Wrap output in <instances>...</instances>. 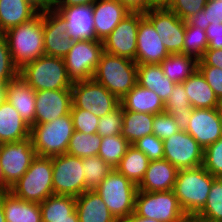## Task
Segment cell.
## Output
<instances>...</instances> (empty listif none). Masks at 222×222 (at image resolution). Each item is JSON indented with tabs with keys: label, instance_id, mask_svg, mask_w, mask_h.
Segmentation results:
<instances>
[{
	"label": "cell",
	"instance_id": "cell-50",
	"mask_svg": "<svg viewBox=\"0 0 222 222\" xmlns=\"http://www.w3.org/2000/svg\"><path fill=\"white\" fill-rule=\"evenodd\" d=\"M208 48L222 49V23H211L206 29Z\"/></svg>",
	"mask_w": 222,
	"mask_h": 222
},
{
	"label": "cell",
	"instance_id": "cell-33",
	"mask_svg": "<svg viewBox=\"0 0 222 222\" xmlns=\"http://www.w3.org/2000/svg\"><path fill=\"white\" fill-rule=\"evenodd\" d=\"M164 75L174 83H182L198 70V61L186 54L175 53L161 63Z\"/></svg>",
	"mask_w": 222,
	"mask_h": 222
},
{
	"label": "cell",
	"instance_id": "cell-59",
	"mask_svg": "<svg viewBox=\"0 0 222 222\" xmlns=\"http://www.w3.org/2000/svg\"><path fill=\"white\" fill-rule=\"evenodd\" d=\"M0 222H6L4 209L2 207L1 201H0Z\"/></svg>",
	"mask_w": 222,
	"mask_h": 222
},
{
	"label": "cell",
	"instance_id": "cell-44",
	"mask_svg": "<svg viewBox=\"0 0 222 222\" xmlns=\"http://www.w3.org/2000/svg\"><path fill=\"white\" fill-rule=\"evenodd\" d=\"M202 166L212 176L222 177V137L204 149Z\"/></svg>",
	"mask_w": 222,
	"mask_h": 222
},
{
	"label": "cell",
	"instance_id": "cell-41",
	"mask_svg": "<svg viewBox=\"0 0 222 222\" xmlns=\"http://www.w3.org/2000/svg\"><path fill=\"white\" fill-rule=\"evenodd\" d=\"M187 25L206 30L211 23H222V0H208L203 10L185 20Z\"/></svg>",
	"mask_w": 222,
	"mask_h": 222
},
{
	"label": "cell",
	"instance_id": "cell-5",
	"mask_svg": "<svg viewBox=\"0 0 222 222\" xmlns=\"http://www.w3.org/2000/svg\"><path fill=\"white\" fill-rule=\"evenodd\" d=\"M52 157L36 156L24 175L9 189L25 201L42 203L53 193Z\"/></svg>",
	"mask_w": 222,
	"mask_h": 222
},
{
	"label": "cell",
	"instance_id": "cell-27",
	"mask_svg": "<svg viewBox=\"0 0 222 222\" xmlns=\"http://www.w3.org/2000/svg\"><path fill=\"white\" fill-rule=\"evenodd\" d=\"M79 222H119L95 190H86L76 197Z\"/></svg>",
	"mask_w": 222,
	"mask_h": 222
},
{
	"label": "cell",
	"instance_id": "cell-34",
	"mask_svg": "<svg viewBox=\"0 0 222 222\" xmlns=\"http://www.w3.org/2000/svg\"><path fill=\"white\" fill-rule=\"evenodd\" d=\"M150 160L134 145H130L118 166L115 168L137 186L143 180Z\"/></svg>",
	"mask_w": 222,
	"mask_h": 222
},
{
	"label": "cell",
	"instance_id": "cell-31",
	"mask_svg": "<svg viewBox=\"0 0 222 222\" xmlns=\"http://www.w3.org/2000/svg\"><path fill=\"white\" fill-rule=\"evenodd\" d=\"M154 114L123 111L121 135L133 145L144 136L153 134Z\"/></svg>",
	"mask_w": 222,
	"mask_h": 222
},
{
	"label": "cell",
	"instance_id": "cell-40",
	"mask_svg": "<svg viewBox=\"0 0 222 222\" xmlns=\"http://www.w3.org/2000/svg\"><path fill=\"white\" fill-rule=\"evenodd\" d=\"M82 165L86 190H95L100 182L114 169L98 155L82 158Z\"/></svg>",
	"mask_w": 222,
	"mask_h": 222
},
{
	"label": "cell",
	"instance_id": "cell-54",
	"mask_svg": "<svg viewBox=\"0 0 222 222\" xmlns=\"http://www.w3.org/2000/svg\"><path fill=\"white\" fill-rule=\"evenodd\" d=\"M150 9L170 8L174 0H149Z\"/></svg>",
	"mask_w": 222,
	"mask_h": 222
},
{
	"label": "cell",
	"instance_id": "cell-10",
	"mask_svg": "<svg viewBox=\"0 0 222 222\" xmlns=\"http://www.w3.org/2000/svg\"><path fill=\"white\" fill-rule=\"evenodd\" d=\"M36 156L31 137L0 144L3 191L9 190L24 175Z\"/></svg>",
	"mask_w": 222,
	"mask_h": 222
},
{
	"label": "cell",
	"instance_id": "cell-14",
	"mask_svg": "<svg viewBox=\"0 0 222 222\" xmlns=\"http://www.w3.org/2000/svg\"><path fill=\"white\" fill-rule=\"evenodd\" d=\"M143 12H130L102 41L103 51L120 57L136 60L137 34Z\"/></svg>",
	"mask_w": 222,
	"mask_h": 222
},
{
	"label": "cell",
	"instance_id": "cell-16",
	"mask_svg": "<svg viewBox=\"0 0 222 222\" xmlns=\"http://www.w3.org/2000/svg\"><path fill=\"white\" fill-rule=\"evenodd\" d=\"M144 16L153 24L170 54L182 53L185 37V21L169 8L149 9Z\"/></svg>",
	"mask_w": 222,
	"mask_h": 222
},
{
	"label": "cell",
	"instance_id": "cell-53",
	"mask_svg": "<svg viewBox=\"0 0 222 222\" xmlns=\"http://www.w3.org/2000/svg\"><path fill=\"white\" fill-rule=\"evenodd\" d=\"M97 0H50V7H69L76 5H93Z\"/></svg>",
	"mask_w": 222,
	"mask_h": 222
},
{
	"label": "cell",
	"instance_id": "cell-11",
	"mask_svg": "<svg viewBox=\"0 0 222 222\" xmlns=\"http://www.w3.org/2000/svg\"><path fill=\"white\" fill-rule=\"evenodd\" d=\"M102 52L103 42L100 40H74L63 58L68 77L73 82L93 79Z\"/></svg>",
	"mask_w": 222,
	"mask_h": 222
},
{
	"label": "cell",
	"instance_id": "cell-51",
	"mask_svg": "<svg viewBox=\"0 0 222 222\" xmlns=\"http://www.w3.org/2000/svg\"><path fill=\"white\" fill-rule=\"evenodd\" d=\"M198 66H213L222 69V49L207 48Z\"/></svg>",
	"mask_w": 222,
	"mask_h": 222
},
{
	"label": "cell",
	"instance_id": "cell-17",
	"mask_svg": "<svg viewBox=\"0 0 222 222\" xmlns=\"http://www.w3.org/2000/svg\"><path fill=\"white\" fill-rule=\"evenodd\" d=\"M44 53L64 58L70 51L72 39L64 18L50 6H43Z\"/></svg>",
	"mask_w": 222,
	"mask_h": 222
},
{
	"label": "cell",
	"instance_id": "cell-56",
	"mask_svg": "<svg viewBox=\"0 0 222 222\" xmlns=\"http://www.w3.org/2000/svg\"><path fill=\"white\" fill-rule=\"evenodd\" d=\"M180 222H204V220L195 215H186Z\"/></svg>",
	"mask_w": 222,
	"mask_h": 222
},
{
	"label": "cell",
	"instance_id": "cell-8",
	"mask_svg": "<svg viewBox=\"0 0 222 222\" xmlns=\"http://www.w3.org/2000/svg\"><path fill=\"white\" fill-rule=\"evenodd\" d=\"M134 214L160 222H180L186 214L173 190L159 192L137 191Z\"/></svg>",
	"mask_w": 222,
	"mask_h": 222
},
{
	"label": "cell",
	"instance_id": "cell-30",
	"mask_svg": "<svg viewBox=\"0 0 222 222\" xmlns=\"http://www.w3.org/2000/svg\"><path fill=\"white\" fill-rule=\"evenodd\" d=\"M182 83L192 108H218L220 100L199 70Z\"/></svg>",
	"mask_w": 222,
	"mask_h": 222
},
{
	"label": "cell",
	"instance_id": "cell-18",
	"mask_svg": "<svg viewBox=\"0 0 222 222\" xmlns=\"http://www.w3.org/2000/svg\"><path fill=\"white\" fill-rule=\"evenodd\" d=\"M35 92V125L52 122L70 113L72 107L71 89L42 90Z\"/></svg>",
	"mask_w": 222,
	"mask_h": 222
},
{
	"label": "cell",
	"instance_id": "cell-45",
	"mask_svg": "<svg viewBox=\"0 0 222 222\" xmlns=\"http://www.w3.org/2000/svg\"><path fill=\"white\" fill-rule=\"evenodd\" d=\"M18 74L19 69L12 61L7 40L0 34V83L6 85Z\"/></svg>",
	"mask_w": 222,
	"mask_h": 222
},
{
	"label": "cell",
	"instance_id": "cell-55",
	"mask_svg": "<svg viewBox=\"0 0 222 222\" xmlns=\"http://www.w3.org/2000/svg\"><path fill=\"white\" fill-rule=\"evenodd\" d=\"M119 222H160V221H157L156 219L139 217L136 214L132 213L128 217L119 220Z\"/></svg>",
	"mask_w": 222,
	"mask_h": 222
},
{
	"label": "cell",
	"instance_id": "cell-22",
	"mask_svg": "<svg viewBox=\"0 0 222 222\" xmlns=\"http://www.w3.org/2000/svg\"><path fill=\"white\" fill-rule=\"evenodd\" d=\"M5 99L19 112L30 127L35 125L36 92L19 74L6 84Z\"/></svg>",
	"mask_w": 222,
	"mask_h": 222
},
{
	"label": "cell",
	"instance_id": "cell-24",
	"mask_svg": "<svg viewBox=\"0 0 222 222\" xmlns=\"http://www.w3.org/2000/svg\"><path fill=\"white\" fill-rule=\"evenodd\" d=\"M178 169L168 160L150 161L143 180L138 185L139 191L159 192L173 190Z\"/></svg>",
	"mask_w": 222,
	"mask_h": 222
},
{
	"label": "cell",
	"instance_id": "cell-42",
	"mask_svg": "<svg viewBox=\"0 0 222 222\" xmlns=\"http://www.w3.org/2000/svg\"><path fill=\"white\" fill-rule=\"evenodd\" d=\"M123 126V107L119 104L114 110L101 117L98 122L97 134L102 137L121 135Z\"/></svg>",
	"mask_w": 222,
	"mask_h": 222
},
{
	"label": "cell",
	"instance_id": "cell-20",
	"mask_svg": "<svg viewBox=\"0 0 222 222\" xmlns=\"http://www.w3.org/2000/svg\"><path fill=\"white\" fill-rule=\"evenodd\" d=\"M95 39L103 41L131 11L118 0H97L93 3Z\"/></svg>",
	"mask_w": 222,
	"mask_h": 222
},
{
	"label": "cell",
	"instance_id": "cell-4",
	"mask_svg": "<svg viewBox=\"0 0 222 222\" xmlns=\"http://www.w3.org/2000/svg\"><path fill=\"white\" fill-rule=\"evenodd\" d=\"M19 75L34 91L71 89L64 59L43 55L19 69Z\"/></svg>",
	"mask_w": 222,
	"mask_h": 222
},
{
	"label": "cell",
	"instance_id": "cell-2",
	"mask_svg": "<svg viewBox=\"0 0 222 222\" xmlns=\"http://www.w3.org/2000/svg\"><path fill=\"white\" fill-rule=\"evenodd\" d=\"M215 178L203 166L178 170L173 192L186 215H196L205 206Z\"/></svg>",
	"mask_w": 222,
	"mask_h": 222
},
{
	"label": "cell",
	"instance_id": "cell-26",
	"mask_svg": "<svg viewBox=\"0 0 222 222\" xmlns=\"http://www.w3.org/2000/svg\"><path fill=\"white\" fill-rule=\"evenodd\" d=\"M30 129L19 112L5 99L0 104V144L24 140L30 137Z\"/></svg>",
	"mask_w": 222,
	"mask_h": 222
},
{
	"label": "cell",
	"instance_id": "cell-25",
	"mask_svg": "<svg viewBox=\"0 0 222 222\" xmlns=\"http://www.w3.org/2000/svg\"><path fill=\"white\" fill-rule=\"evenodd\" d=\"M6 222H42L40 204L16 197L9 190L0 191Z\"/></svg>",
	"mask_w": 222,
	"mask_h": 222
},
{
	"label": "cell",
	"instance_id": "cell-61",
	"mask_svg": "<svg viewBox=\"0 0 222 222\" xmlns=\"http://www.w3.org/2000/svg\"><path fill=\"white\" fill-rule=\"evenodd\" d=\"M0 191H3V177L1 174V168H0Z\"/></svg>",
	"mask_w": 222,
	"mask_h": 222
},
{
	"label": "cell",
	"instance_id": "cell-19",
	"mask_svg": "<svg viewBox=\"0 0 222 222\" xmlns=\"http://www.w3.org/2000/svg\"><path fill=\"white\" fill-rule=\"evenodd\" d=\"M170 53L162 43L153 24L144 16L138 26L137 64H160Z\"/></svg>",
	"mask_w": 222,
	"mask_h": 222
},
{
	"label": "cell",
	"instance_id": "cell-43",
	"mask_svg": "<svg viewBox=\"0 0 222 222\" xmlns=\"http://www.w3.org/2000/svg\"><path fill=\"white\" fill-rule=\"evenodd\" d=\"M183 128L182 122L171 114L162 112L154 115L153 134L161 140L171 137Z\"/></svg>",
	"mask_w": 222,
	"mask_h": 222
},
{
	"label": "cell",
	"instance_id": "cell-13",
	"mask_svg": "<svg viewBox=\"0 0 222 222\" xmlns=\"http://www.w3.org/2000/svg\"><path fill=\"white\" fill-rule=\"evenodd\" d=\"M164 158L179 169L203 165L204 149L183 128L163 140Z\"/></svg>",
	"mask_w": 222,
	"mask_h": 222
},
{
	"label": "cell",
	"instance_id": "cell-9",
	"mask_svg": "<svg viewBox=\"0 0 222 222\" xmlns=\"http://www.w3.org/2000/svg\"><path fill=\"white\" fill-rule=\"evenodd\" d=\"M72 107L91 112L101 118L114 110L120 100L94 79L73 82Z\"/></svg>",
	"mask_w": 222,
	"mask_h": 222
},
{
	"label": "cell",
	"instance_id": "cell-37",
	"mask_svg": "<svg viewBox=\"0 0 222 222\" xmlns=\"http://www.w3.org/2000/svg\"><path fill=\"white\" fill-rule=\"evenodd\" d=\"M129 146V142L122 135L102 137L98 156L115 169Z\"/></svg>",
	"mask_w": 222,
	"mask_h": 222
},
{
	"label": "cell",
	"instance_id": "cell-62",
	"mask_svg": "<svg viewBox=\"0 0 222 222\" xmlns=\"http://www.w3.org/2000/svg\"><path fill=\"white\" fill-rule=\"evenodd\" d=\"M44 5H48L50 0H40Z\"/></svg>",
	"mask_w": 222,
	"mask_h": 222
},
{
	"label": "cell",
	"instance_id": "cell-35",
	"mask_svg": "<svg viewBox=\"0 0 222 222\" xmlns=\"http://www.w3.org/2000/svg\"><path fill=\"white\" fill-rule=\"evenodd\" d=\"M101 140L102 138L97 133L85 134L74 130L69 141L67 154L80 158L97 156Z\"/></svg>",
	"mask_w": 222,
	"mask_h": 222
},
{
	"label": "cell",
	"instance_id": "cell-57",
	"mask_svg": "<svg viewBox=\"0 0 222 222\" xmlns=\"http://www.w3.org/2000/svg\"><path fill=\"white\" fill-rule=\"evenodd\" d=\"M42 222H79V217L76 210L72 213V220H62V221H42Z\"/></svg>",
	"mask_w": 222,
	"mask_h": 222
},
{
	"label": "cell",
	"instance_id": "cell-38",
	"mask_svg": "<svg viewBox=\"0 0 222 222\" xmlns=\"http://www.w3.org/2000/svg\"><path fill=\"white\" fill-rule=\"evenodd\" d=\"M191 109L183 83H175L171 95L164 102V112L183 122L190 115Z\"/></svg>",
	"mask_w": 222,
	"mask_h": 222
},
{
	"label": "cell",
	"instance_id": "cell-28",
	"mask_svg": "<svg viewBox=\"0 0 222 222\" xmlns=\"http://www.w3.org/2000/svg\"><path fill=\"white\" fill-rule=\"evenodd\" d=\"M123 111L159 114L164 112V102L154 92L136 84L121 100Z\"/></svg>",
	"mask_w": 222,
	"mask_h": 222
},
{
	"label": "cell",
	"instance_id": "cell-1",
	"mask_svg": "<svg viewBox=\"0 0 222 222\" xmlns=\"http://www.w3.org/2000/svg\"><path fill=\"white\" fill-rule=\"evenodd\" d=\"M14 65L21 69L25 64L45 55L43 31V7L32 20L3 33Z\"/></svg>",
	"mask_w": 222,
	"mask_h": 222
},
{
	"label": "cell",
	"instance_id": "cell-47",
	"mask_svg": "<svg viewBox=\"0 0 222 222\" xmlns=\"http://www.w3.org/2000/svg\"><path fill=\"white\" fill-rule=\"evenodd\" d=\"M133 145L142 151L150 161L162 160L164 158L163 140L154 134L142 137Z\"/></svg>",
	"mask_w": 222,
	"mask_h": 222
},
{
	"label": "cell",
	"instance_id": "cell-49",
	"mask_svg": "<svg viewBox=\"0 0 222 222\" xmlns=\"http://www.w3.org/2000/svg\"><path fill=\"white\" fill-rule=\"evenodd\" d=\"M198 70L205 77L217 98L222 99V69L213 66H198Z\"/></svg>",
	"mask_w": 222,
	"mask_h": 222
},
{
	"label": "cell",
	"instance_id": "cell-29",
	"mask_svg": "<svg viewBox=\"0 0 222 222\" xmlns=\"http://www.w3.org/2000/svg\"><path fill=\"white\" fill-rule=\"evenodd\" d=\"M137 84L154 91L163 102L171 95L175 85L164 75L160 64H138Z\"/></svg>",
	"mask_w": 222,
	"mask_h": 222
},
{
	"label": "cell",
	"instance_id": "cell-46",
	"mask_svg": "<svg viewBox=\"0 0 222 222\" xmlns=\"http://www.w3.org/2000/svg\"><path fill=\"white\" fill-rule=\"evenodd\" d=\"M70 114L75 131L85 134H95L97 132L99 117L79 108H71Z\"/></svg>",
	"mask_w": 222,
	"mask_h": 222
},
{
	"label": "cell",
	"instance_id": "cell-36",
	"mask_svg": "<svg viewBox=\"0 0 222 222\" xmlns=\"http://www.w3.org/2000/svg\"><path fill=\"white\" fill-rule=\"evenodd\" d=\"M195 216L206 222H222V177L213 180L205 206Z\"/></svg>",
	"mask_w": 222,
	"mask_h": 222
},
{
	"label": "cell",
	"instance_id": "cell-15",
	"mask_svg": "<svg viewBox=\"0 0 222 222\" xmlns=\"http://www.w3.org/2000/svg\"><path fill=\"white\" fill-rule=\"evenodd\" d=\"M182 125L203 149L222 137V118L218 108H192Z\"/></svg>",
	"mask_w": 222,
	"mask_h": 222
},
{
	"label": "cell",
	"instance_id": "cell-21",
	"mask_svg": "<svg viewBox=\"0 0 222 222\" xmlns=\"http://www.w3.org/2000/svg\"><path fill=\"white\" fill-rule=\"evenodd\" d=\"M43 6L40 0H0V34L32 20Z\"/></svg>",
	"mask_w": 222,
	"mask_h": 222
},
{
	"label": "cell",
	"instance_id": "cell-6",
	"mask_svg": "<svg viewBox=\"0 0 222 222\" xmlns=\"http://www.w3.org/2000/svg\"><path fill=\"white\" fill-rule=\"evenodd\" d=\"M73 132V121L69 113L49 123L32 125L30 137L38 156L54 157L67 153Z\"/></svg>",
	"mask_w": 222,
	"mask_h": 222
},
{
	"label": "cell",
	"instance_id": "cell-60",
	"mask_svg": "<svg viewBox=\"0 0 222 222\" xmlns=\"http://www.w3.org/2000/svg\"><path fill=\"white\" fill-rule=\"evenodd\" d=\"M218 110H219L220 116L222 118V99H220V101H219Z\"/></svg>",
	"mask_w": 222,
	"mask_h": 222
},
{
	"label": "cell",
	"instance_id": "cell-3",
	"mask_svg": "<svg viewBox=\"0 0 222 222\" xmlns=\"http://www.w3.org/2000/svg\"><path fill=\"white\" fill-rule=\"evenodd\" d=\"M137 63L102 52L93 79L121 100L137 84Z\"/></svg>",
	"mask_w": 222,
	"mask_h": 222
},
{
	"label": "cell",
	"instance_id": "cell-58",
	"mask_svg": "<svg viewBox=\"0 0 222 222\" xmlns=\"http://www.w3.org/2000/svg\"><path fill=\"white\" fill-rule=\"evenodd\" d=\"M6 97V85L0 83V104L5 100Z\"/></svg>",
	"mask_w": 222,
	"mask_h": 222
},
{
	"label": "cell",
	"instance_id": "cell-39",
	"mask_svg": "<svg viewBox=\"0 0 222 222\" xmlns=\"http://www.w3.org/2000/svg\"><path fill=\"white\" fill-rule=\"evenodd\" d=\"M208 48L206 30L200 27L187 25L185 22V37L183 54L200 61Z\"/></svg>",
	"mask_w": 222,
	"mask_h": 222
},
{
	"label": "cell",
	"instance_id": "cell-23",
	"mask_svg": "<svg viewBox=\"0 0 222 222\" xmlns=\"http://www.w3.org/2000/svg\"><path fill=\"white\" fill-rule=\"evenodd\" d=\"M51 8L64 18L73 40L95 39L92 5Z\"/></svg>",
	"mask_w": 222,
	"mask_h": 222
},
{
	"label": "cell",
	"instance_id": "cell-32",
	"mask_svg": "<svg viewBox=\"0 0 222 222\" xmlns=\"http://www.w3.org/2000/svg\"><path fill=\"white\" fill-rule=\"evenodd\" d=\"M42 221L72 220L76 210V197L70 195H51L40 203Z\"/></svg>",
	"mask_w": 222,
	"mask_h": 222
},
{
	"label": "cell",
	"instance_id": "cell-52",
	"mask_svg": "<svg viewBox=\"0 0 222 222\" xmlns=\"http://www.w3.org/2000/svg\"><path fill=\"white\" fill-rule=\"evenodd\" d=\"M131 12H145L150 9L149 0H118Z\"/></svg>",
	"mask_w": 222,
	"mask_h": 222
},
{
	"label": "cell",
	"instance_id": "cell-12",
	"mask_svg": "<svg viewBox=\"0 0 222 222\" xmlns=\"http://www.w3.org/2000/svg\"><path fill=\"white\" fill-rule=\"evenodd\" d=\"M54 195L80 196L86 191L82 158L69 154L52 157Z\"/></svg>",
	"mask_w": 222,
	"mask_h": 222
},
{
	"label": "cell",
	"instance_id": "cell-48",
	"mask_svg": "<svg viewBox=\"0 0 222 222\" xmlns=\"http://www.w3.org/2000/svg\"><path fill=\"white\" fill-rule=\"evenodd\" d=\"M207 1L208 0H174L169 9L185 21L191 15L203 10Z\"/></svg>",
	"mask_w": 222,
	"mask_h": 222
},
{
	"label": "cell",
	"instance_id": "cell-7",
	"mask_svg": "<svg viewBox=\"0 0 222 222\" xmlns=\"http://www.w3.org/2000/svg\"><path fill=\"white\" fill-rule=\"evenodd\" d=\"M95 191L118 221L134 213L138 186L116 169L100 182Z\"/></svg>",
	"mask_w": 222,
	"mask_h": 222
}]
</instances>
